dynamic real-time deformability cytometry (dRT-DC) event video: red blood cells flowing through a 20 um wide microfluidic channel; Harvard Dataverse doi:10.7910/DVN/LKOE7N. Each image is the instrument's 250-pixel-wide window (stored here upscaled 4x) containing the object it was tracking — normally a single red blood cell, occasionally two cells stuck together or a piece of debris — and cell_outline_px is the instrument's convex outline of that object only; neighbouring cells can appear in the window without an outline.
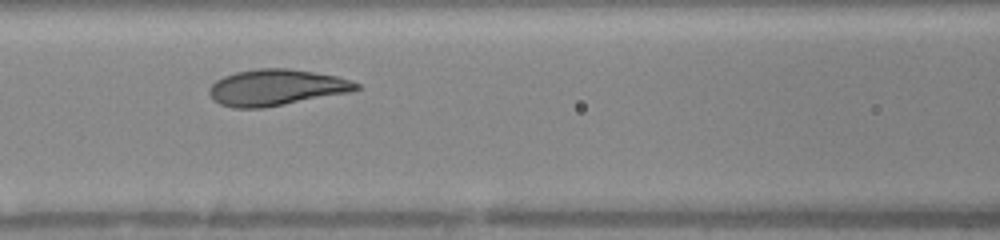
{"species": "human", "species_latin": "Homo sapiens", "temperature_condition": "warm", "stored_images_in_passage": 10, "camera_frame_rate_fps": 3000, "um_per_image_px": 0.085, "donor": {"sex": "female"}, "frame": {"image": 1, "passage_image": 4, "time_ms": 3.333, "image_size_px": [1000, 240], "cell_outline_px": [[360, 88], [352, 92], [264, 108], [232, 108], [220, 104], [212, 100], [208, 92], [208, 88], [216, 80], [224, 76], [236, 72], [256, 68], [288, 68], [336, 76], [360, 84]], "centroid_in_image_um": [23.45, 7.44], "position_along_channel_um": 143.2, "area_um2": 31.15}}
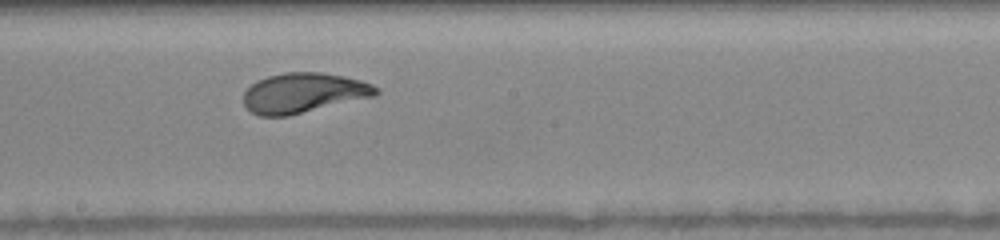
{"frame": {"image": 2, "passage_image": 6, "time_ms": 5.333, "image_size_px": [1000, 240], "cell_outline_px": [[380, 92], [376, 96], [288, 116], [260, 116], [252, 112], [244, 104], [244, 92], [256, 80], [268, 76], [284, 72], [320, 72], [344, 76], [360, 80], [372, 84], [380, 88]], "centroid_in_image_um": [25.83, 7.89], "position_along_channel_um": 222.4, "area_um2": 30.98}}
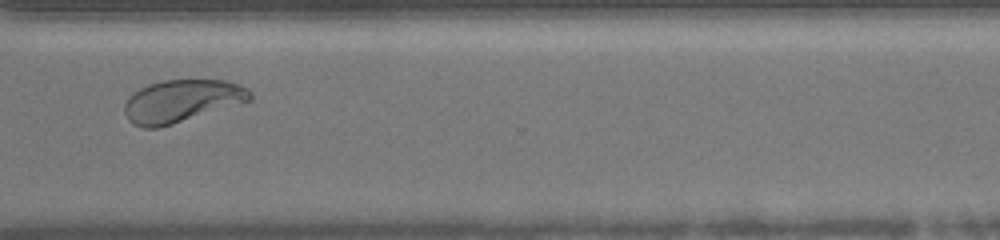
{"frame": {"image": 3, "passage_image": 9, "time_ms": 8.667, "image_size_px": [1000, 240], "cell_outline_px": [[252, 100], [160, 128], [144, 128], [132, 124], [128, 120], [124, 112], [124, 104], [128, 96], [140, 88], [148, 84], [164, 80], [224, 80], [248, 88], [252, 92]], "centroid_in_image_um": [15.42, 8.59], "position_along_channel_um": 355.2, "area_um2": 31.21}, "authors_computed_cell_mechanics": {"area_um2": 30.2005, "velocity_mm_per_s": 3.9906, "shape_relaxation_time_tau1_ms": 2.0322, "shape_relaxation_time_tau2_ms": null, "deformation_change_tau1": 0.1448, "deformation_change_tau2": null}}